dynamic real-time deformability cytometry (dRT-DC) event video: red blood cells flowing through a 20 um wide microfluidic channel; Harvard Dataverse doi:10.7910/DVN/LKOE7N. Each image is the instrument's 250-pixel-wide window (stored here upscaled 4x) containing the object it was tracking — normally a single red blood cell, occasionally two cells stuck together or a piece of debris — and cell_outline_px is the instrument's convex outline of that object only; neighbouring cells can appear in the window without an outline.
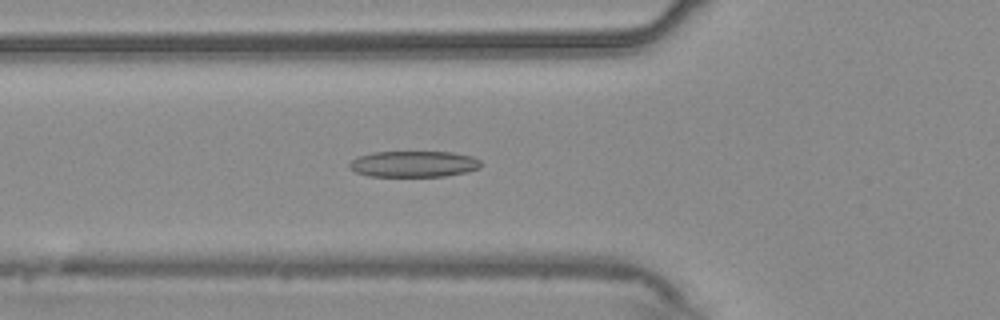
{"species": "common noctule bat (a hibernating species)", "species_latin": "Nyctalus noctula", "temperature_condition": "warm", "stored_images_in_passage": 38, "camera_frame_rate_fps": 3000, "um_per_image_px": 0.085, "animal": {"sex": "male", "body_mass_g": 20.4}, "frame": {"image": 1, "passage_image": 8, "time_ms": 2.333, "image_size_px": [1000, 320], "cell_outline_px": [[480, 168], [468, 172], [444, 176], [368, 176], [356, 172], [348, 168], [348, 164], [356, 156], [372, 152], [452, 152], [472, 156], [480, 160]], "centroid_in_image_um": [35.14, 13.94], "position_along_channel_um": 90.7, "area_um2": 20.17}}
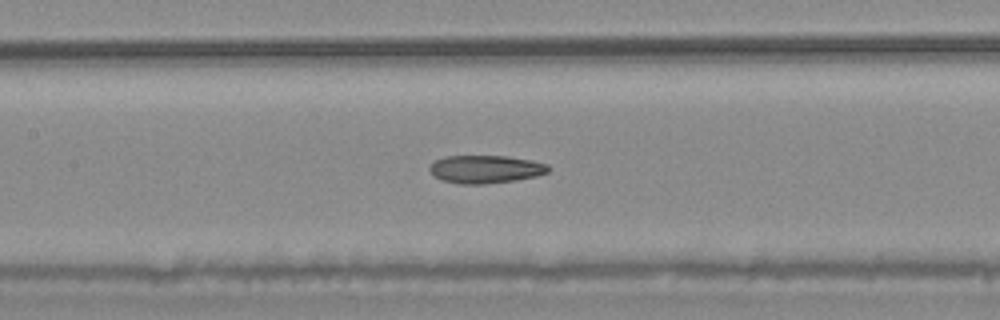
{"frame": {"image": 2, "passage_image": 14, "time_ms": 4.333, "image_size_px": [1000, 320], "cell_outline_px": [[548, 172], [536, 176], [516, 180], [484, 184], [460, 184], [440, 180], [428, 168], [432, 160], [444, 156], [508, 156], [532, 160], [548, 164]], "centroid_in_image_um": [41.24, 14.37], "position_along_channel_um": 166.2, "area_um2": 19.48}}
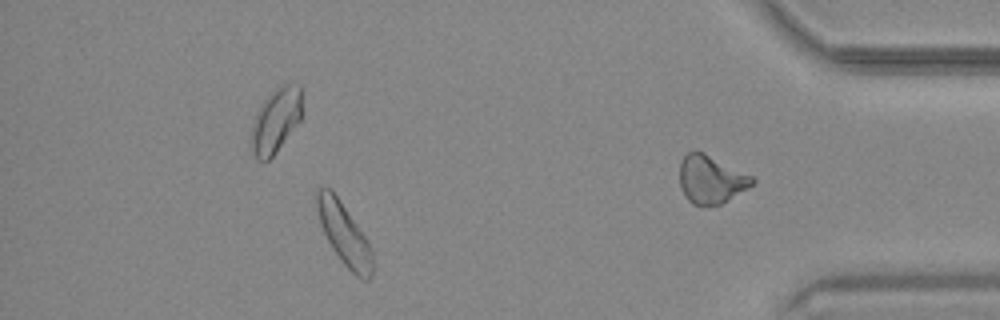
{"frame": {"image": 3, "passage_image": 31, "time_ms": 10.0, "image_size_px": [1000, 320], "cell_outline_px": [[372, 276], [368, 280], [364, 280], [356, 276], [344, 264], [332, 248], [320, 224], [316, 208], [316, 192], [320, 188], [328, 188], [336, 196], [368, 240], [372, 248]], "centroid_in_image_um": [29.26, 19.93], "position_along_channel_um": 405.9, "area_um2": 19.59}, "authors_computed_cell_mechanics": {"area_um2": 19.652, "velocity_mm_per_s": 3.7339, "shape_relaxation_time_tau1_ms": null, "shape_relaxation_time_tau2_ms": 3.6937, "deformation_change_tau1": null, "deformation_change_tau2": 0.1237}}